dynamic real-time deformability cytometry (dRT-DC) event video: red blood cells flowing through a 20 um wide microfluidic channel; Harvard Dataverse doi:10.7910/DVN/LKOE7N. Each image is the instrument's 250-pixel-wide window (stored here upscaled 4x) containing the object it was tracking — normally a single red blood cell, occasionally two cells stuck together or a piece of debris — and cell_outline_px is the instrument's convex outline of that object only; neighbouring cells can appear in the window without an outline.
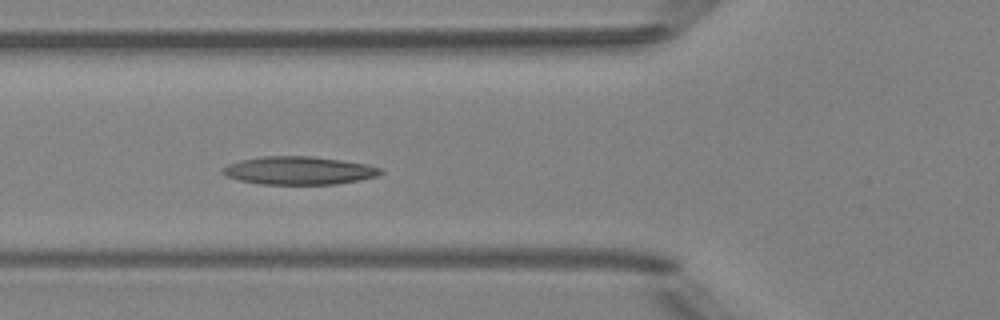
{"species": "Egyptian fruit bat (a non-hibernating species)", "species_latin": "Rousettus aegyptiacus", "temperature_condition": "room temperature", "stored_images_in_passage": 8, "camera_frame_rate_fps": 3000, "um_per_image_px": 0.085, "animal": {"sex": "female"}, "frame": {"image": 1, "passage_image": 6, "time_ms": 5.667, "image_size_px": [1000, 320], "cell_outline_px": [[384, 172], [376, 176], [336, 184], [260, 184], [240, 180], [228, 176], [220, 172], [220, 168], [228, 164], [240, 160], [260, 156], [312, 156], [368, 164], [380, 168]], "centroid_in_image_um": [25.36, 14.49], "position_along_channel_um": 100.4, "area_um2": 25.78}}
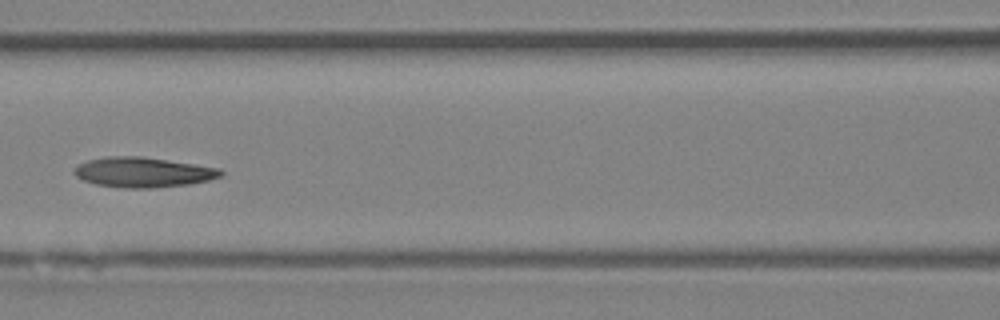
{"frame": {"image": 2, "passage_image": 7, "time_ms": 7.0, "image_size_px": [1000, 320], "cell_outline_px": [[224, 172], [220, 176], [208, 180], [188, 184], [152, 188], [124, 188], [96, 184], [84, 180], [76, 176], [72, 172], [72, 168], [88, 160], [108, 156], [140, 156], [220, 168]], "centroid_in_image_um": [12.12, 14.64], "position_along_channel_um": 154.5, "area_um2": 25.49}}
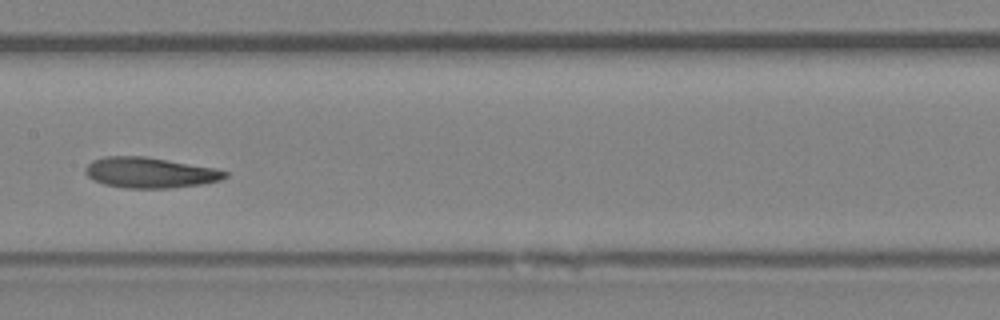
{"frame": {"image": 3, "passage_image": 8, "time_ms": 8.0, "image_size_px": [1000, 320], "cell_outline_px": [[228, 176], [220, 180], [200, 184], [172, 188], [124, 188], [104, 184], [88, 176], [84, 172], [84, 168], [92, 160], [104, 156], [144, 156], [216, 168], [228, 172]], "centroid_in_image_um": [12.73, 14.67], "position_along_channel_um": 194.7, "area_um2": 24.85}}